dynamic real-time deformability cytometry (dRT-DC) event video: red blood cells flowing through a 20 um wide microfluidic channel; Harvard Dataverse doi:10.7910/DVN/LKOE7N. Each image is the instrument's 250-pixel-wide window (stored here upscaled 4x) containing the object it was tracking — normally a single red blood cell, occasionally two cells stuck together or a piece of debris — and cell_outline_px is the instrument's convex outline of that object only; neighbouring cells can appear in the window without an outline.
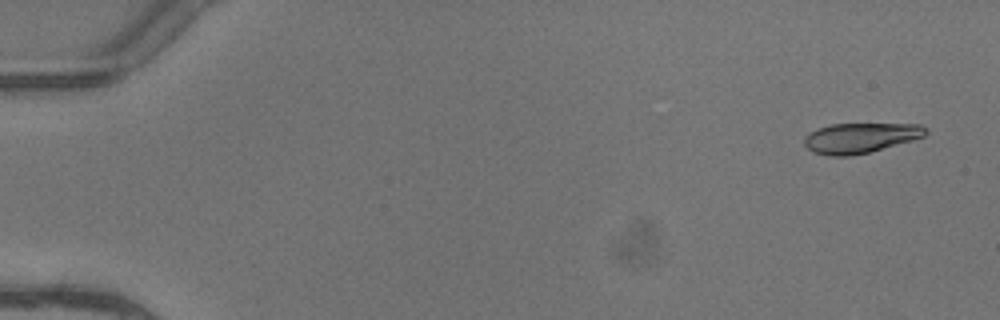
{"species": "common noctule bat (a hibernating species)", "species_latin": "Nyctalus noctula", "temperature_condition": "warm", "stored_images_in_passage": 5, "camera_frame_rate_fps": 3000, "um_per_image_px": 0.085, "animal": {"sex": "female"}, "frame": {"image": 1, "passage_image": 1, "time_ms": 0.0, "image_size_px": [1000, 320], "cell_outline_px": [[928, 132], [924, 136], [912, 140], [868, 152], [848, 156], [828, 156], [812, 152], [804, 144], [804, 136], [808, 132], [832, 124], [920, 124], [928, 128]], "centroid_in_image_um": [73.11, 11.72], "position_along_channel_um": 11.9, "area_um2": 21.21}}
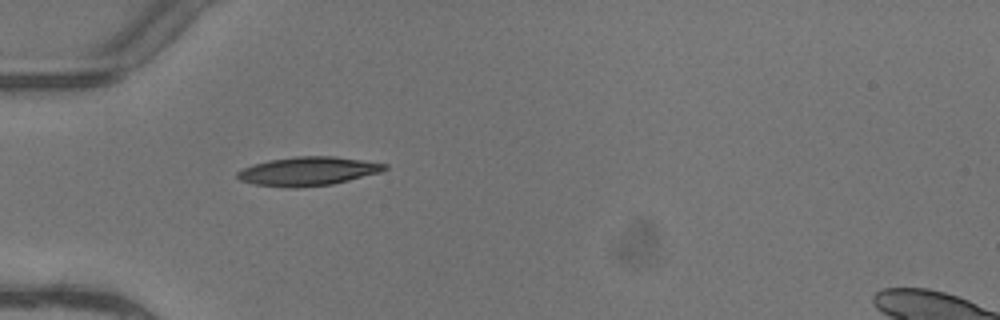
{"frame": {"image": 2, "passage_image": 5, "time_ms": 1.333, "image_size_px": [1000, 320], "cell_outline_px": [[388, 168], [380, 172], [332, 184], [296, 188], [288, 188], [256, 184], [240, 180], [236, 176], [236, 172], [252, 164], [268, 160], [296, 156], [336, 156], [388, 164]], "centroid_in_image_um": [26.17, 14.55], "position_along_channel_um": 58.8, "area_um2": 24.68}}